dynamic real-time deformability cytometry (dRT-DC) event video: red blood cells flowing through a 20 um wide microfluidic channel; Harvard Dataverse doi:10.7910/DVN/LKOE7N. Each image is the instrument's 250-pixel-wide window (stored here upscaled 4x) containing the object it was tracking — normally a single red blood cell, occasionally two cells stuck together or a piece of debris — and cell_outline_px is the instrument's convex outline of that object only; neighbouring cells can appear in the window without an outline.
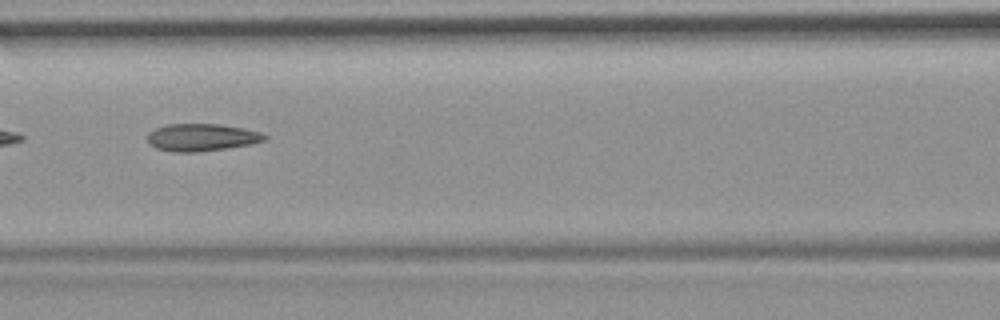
{"species": "common noctule bat (a hibernating species)", "species_latin": "Nyctalus noctula", "temperature_condition": "room temperature", "stored_images_in_passage": 9, "camera_frame_rate_fps": 3000, "um_per_image_px": 0.085, "animal": {"sex": "female", "body_mass_g": 19.9}, "frame": {"image": 1, "passage_image": 7, "time_ms": 2.0, "image_size_px": [1000, 320], "cell_outline_px": [[268, 140], [228, 148], [196, 152], [172, 152], [156, 148], [148, 144], [148, 132], [156, 128], [168, 124], [220, 124], [244, 128], [260, 132], [268, 136]], "centroid_in_image_um": [17.14, 11.68], "position_along_channel_um": 149.5, "area_um2": 18.79}}